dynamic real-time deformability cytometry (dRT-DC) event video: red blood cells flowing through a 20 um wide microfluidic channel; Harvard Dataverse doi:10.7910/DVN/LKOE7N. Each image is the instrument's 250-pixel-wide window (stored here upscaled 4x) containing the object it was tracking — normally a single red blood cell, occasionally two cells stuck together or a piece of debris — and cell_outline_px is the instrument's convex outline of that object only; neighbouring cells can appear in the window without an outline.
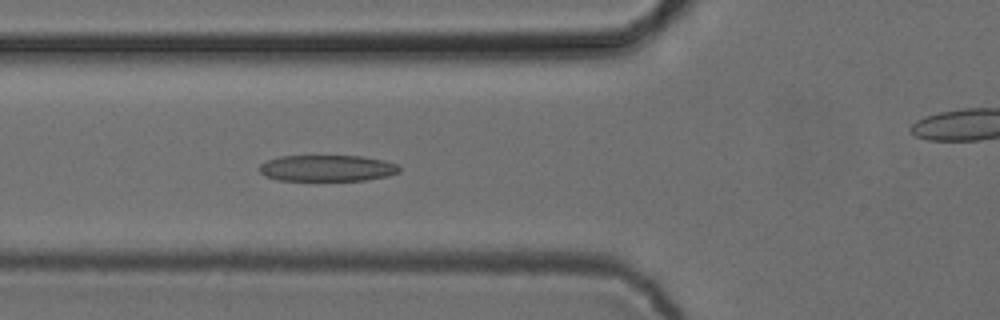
{"species": "common noctule bat (a hibernating species)", "species_latin": "Nyctalus noctula", "temperature_condition": "cold", "stored_images_in_passage": 37, "camera_frame_rate_fps": 3000, "um_per_image_px": 0.085, "animal": {"sex": "female", "body_mass_g": 24.6, "forearm_length_mm": 56.2}, "frame": {"image": 1, "passage_image": 10, "time_ms": 3.0, "image_size_px": [1000, 320], "cell_outline_px": [[400, 172], [388, 176], [364, 180], [276, 180], [264, 176], [260, 172], [260, 164], [268, 160], [280, 156], [360, 156], [384, 160], [396, 164], [400, 168]], "centroid_in_image_um": [27.8, 14.29], "position_along_channel_um": 98.0, "area_um2": 21.39}}
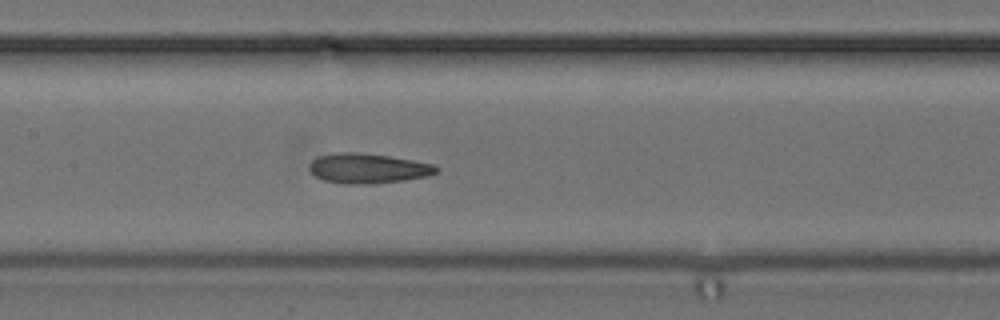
{"frame": {"image": 2, "passage_image": 16, "time_ms": 5.0, "image_size_px": [1000, 320], "cell_outline_px": [[440, 168], [436, 172], [428, 176], [404, 180], [372, 184], [344, 184], [324, 180], [316, 176], [308, 168], [308, 164], [316, 156], [340, 152], [360, 152], [388, 156], [412, 160], [432, 164]], "centroid_in_image_um": [31.24, 14.31], "position_along_channel_um": 176.2, "area_um2": 22.2}}
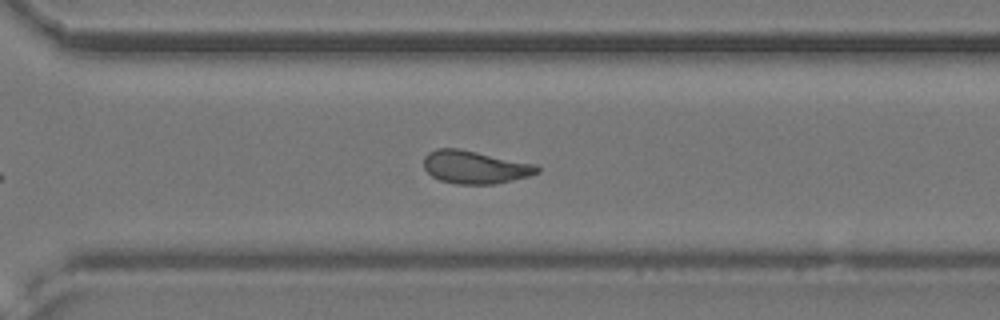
{"frame": {"image": 3, "passage_image": 28, "time_ms": 9.0, "image_size_px": [1000, 320], "cell_outline_px": [[540, 172], [528, 176], [496, 184], [456, 184], [440, 180], [432, 176], [424, 168], [424, 156], [428, 152], [436, 148], [460, 148], [536, 164], [540, 168]], "centroid_in_image_um": [40.37, 14.2], "position_along_channel_um": 330.2, "area_um2": 21.91}, "authors_computed_cell_mechanics": {"area_um2": 21.9062, "velocity_mm_per_s": 3.8755, "shape_relaxation_time_tau1_ms": 4.6969, "shape_relaxation_time_tau2_ms": 1.619, "deformation_change_tau1": 0.1638, "deformation_change_tau2": 0.0926}}